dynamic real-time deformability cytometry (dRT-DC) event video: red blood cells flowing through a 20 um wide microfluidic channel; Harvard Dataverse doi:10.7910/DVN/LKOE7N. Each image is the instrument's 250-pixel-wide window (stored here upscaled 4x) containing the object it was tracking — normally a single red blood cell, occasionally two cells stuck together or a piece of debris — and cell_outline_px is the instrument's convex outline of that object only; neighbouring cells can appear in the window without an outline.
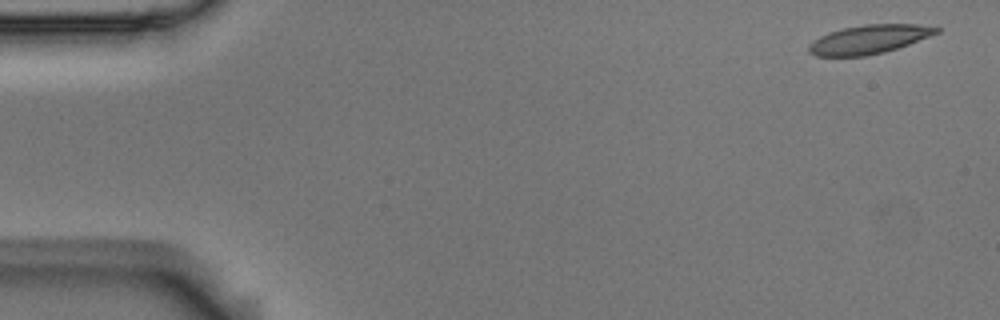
{"species": "Egyptian fruit bat (a non-hibernating species)", "species_latin": "Rousettus aegyptiacus", "temperature_condition": "room temperature", "stored_images_in_passage": 9, "camera_frame_rate_fps": 3000, "um_per_image_px": 0.085, "animal": {"sex": "male"}, "frame": {"image": 1, "passage_image": 1, "time_ms": 0.0, "image_size_px": [1000, 320], "cell_outline_px": [[940, 32], [908, 44], [884, 52], [864, 56], [816, 56], [808, 52], [808, 44], [820, 36], [828, 32], [844, 28], [864, 24], [916, 24], [940, 28]], "centroid_in_image_um": [73.83, 3.34], "position_along_channel_um": 11.2, "area_um2": 21.27}}
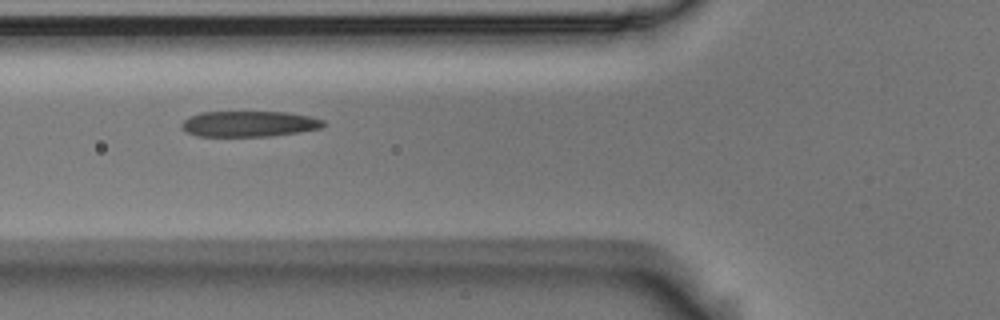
{"frame": {"image": 2, "passage_image": 6, "time_ms": 1.667, "image_size_px": [1000, 320], "cell_outline_px": [[328, 124], [324, 128], [300, 132], [272, 136], [196, 136], [180, 128], [180, 124], [188, 116], [200, 112], [284, 112], [312, 116], [324, 120]], "centroid_in_image_um": [21.21, 10.53], "position_along_channel_um": 104.6, "area_um2": 21.62}}
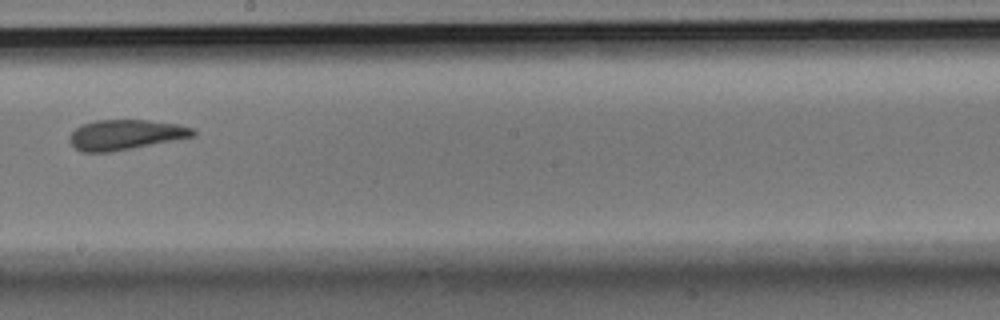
{"frame": {"image": 3, "passage_image": 9, "time_ms": 2.667, "image_size_px": [1000, 320], "cell_outline_px": [[196, 136], [112, 152], [80, 152], [68, 140], [68, 136], [80, 124], [96, 120], [148, 120], [180, 124], [192, 128], [196, 132]], "centroid_in_image_um": [10.66, 11.45], "position_along_channel_um": 237.5, "area_um2": 21.85}}